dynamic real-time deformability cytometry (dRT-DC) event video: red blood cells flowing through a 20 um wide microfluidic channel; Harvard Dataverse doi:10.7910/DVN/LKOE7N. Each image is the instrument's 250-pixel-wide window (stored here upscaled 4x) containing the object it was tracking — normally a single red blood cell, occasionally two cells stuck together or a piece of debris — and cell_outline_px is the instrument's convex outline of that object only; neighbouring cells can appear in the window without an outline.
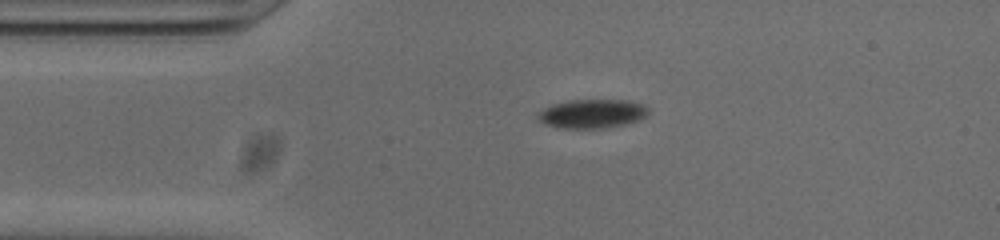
{"species": "common noctule bat (a hibernating species)", "species_latin": "Nyctalus noctula", "temperature_condition": "cold", "stored_images_in_passage": 46, "camera_frame_rate_fps": 3000, "um_per_image_px": 0.085, "animal": {"sex": "male", "body_mass_g": 20.0, "forearm_length_mm": 53.3}, "frame": {"image": 1, "passage_image": 2, "time_ms": 0.333, "image_size_px": [1000, 240], "cell_outline_px": [[648, 112], [644, 116], [636, 120], [624, 124], [604, 128], [560, 128], [544, 124], [536, 116], [544, 108], [552, 104], [568, 100], [624, 100], [640, 104], [648, 108]], "centroid_in_image_um": [50.27, 9.66], "position_along_channel_um": 34.7, "area_um2": 18.32}}
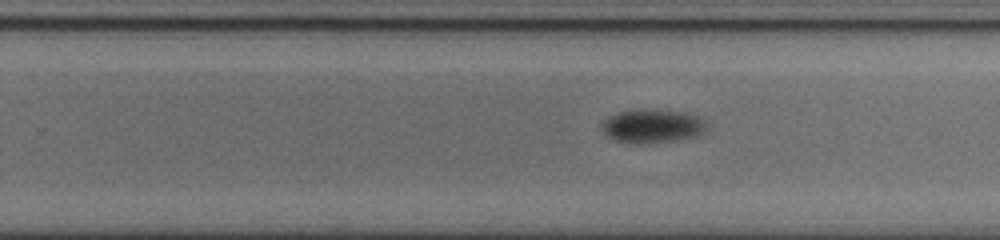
{"frame": {"image": 2, "passage_image": 24, "time_ms": 7.667, "image_size_px": [1000, 240], "cell_outline_px": [[704, 128], [700, 132], [692, 136], [668, 140], [640, 144], [616, 140], [608, 136], [600, 128], [600, 124], [608, 116], [616, 112], [632, 108], [640, 108], [684, 112], [696, 116], [704, 120]], "centroid_in_image_um": [55.31, 10.67], "position_along_channel_um": 274.5, "area_um2": 20.23}}
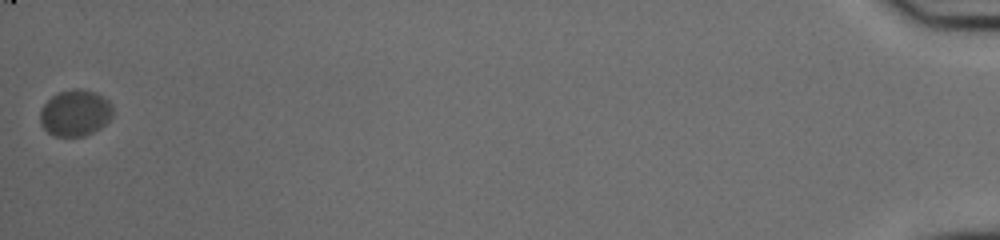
{"frame": {"image": 3, "passage_image": 46, "time_ms": 15.0, "image_size_px": [1000, 240], "cell_outline_px": [[112, 116], [100, 128], [84, 136], [56, 136], [48, 132], [40, 124], [40, 108], [52, 96], [60, 92], [76, 88], [96, 92], [104, 96], [112, 104]], "centroid_in_image_um": [6.39, 9.59], "position_along_channel_um": 428.8, "area_um2": 19.59}, "authors_computed_cell_mechanics": {"area_um2": 19.363, "velocity_mm_per_s": 3.6235, "shape_relaxation_time_tau1_ms": 1.4991, "shape_relaxation_time_tau2_ms": null, "deformation_change_tau1": 0.0446, "deformation_change_tau2": null}}